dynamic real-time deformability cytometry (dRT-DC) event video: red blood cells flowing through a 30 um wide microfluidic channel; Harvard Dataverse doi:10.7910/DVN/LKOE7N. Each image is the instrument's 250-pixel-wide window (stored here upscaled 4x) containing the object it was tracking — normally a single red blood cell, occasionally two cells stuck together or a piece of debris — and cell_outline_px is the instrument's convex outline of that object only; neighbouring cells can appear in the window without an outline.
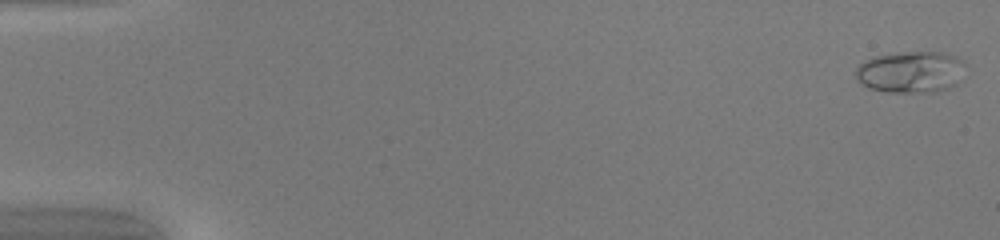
{"species": "common noctule bat (a hibernating species)", "species_latin": "Nyctalus noctula", "temperature_condition": "warm", "stored_images_in_passage": 49, "camera_frame_rate_fps": 3000, "um_per_image_px": 0.085, "animal": {"sex": "female", "body_mass_g": 20.0, "forearm_length_mm": 54.0}, "frame": {"image": 1, "passage_image": 1, "time_ms": 0.0, "image_size_px": [1000, 240], "cell_outline_px": [[964, 64], [956, 84], [940, 92], [884, 92], [868, 88], [860, 84], [856, 80], [856, 68], [864, 60], [872, 56], [904, 52], [940, 52], [956, 56]], "centroid_in_image_um": [77.34, 6.13], "position_along_channel_um": 7.7, "area_um2": 26.65}}
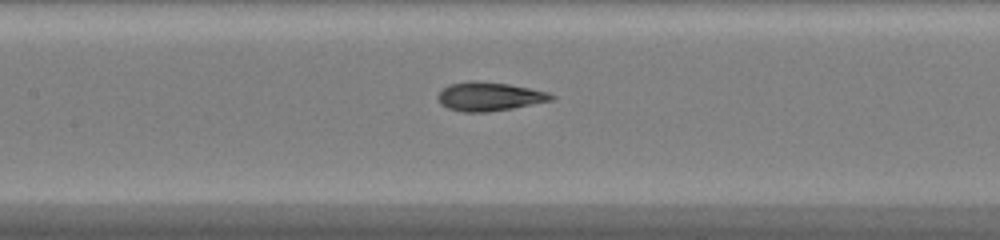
{"frame": {"image": 2, "passage_image": 24, "time_ms": 7.667, "image_size_px": [1000, 240], "cell_outline_px": [[556, 96], [552, 100], [512, 108], [488, 112], [464, 112], [448, 108], [440, 104], [436, 96], [444, 88], [452, 84], [468, 80], [476, 80], [508, 84], [548, 92]], "centroid_in_image_um": [41.57, 8.2], "position_along_channel_um": 165.8, "area_um2": 18.9}}
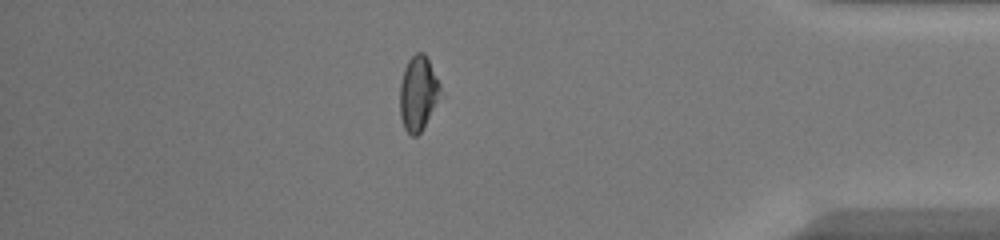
{"frame": {"image": 3, "passage_image": 43, "time_ms": 14.0, "image_size_px": [1000, 240], "cell_outline_px": [[444, 96], [420, 132], [416, 136], [412, 136], [404, 128], [400, 116], [400, 84], [404, 68], [408, 60], [416, 52], [424, 52], [440, 84]], "centroid_in_image_um": [35.58, 7.95], "position_along_channel_um": 399.6, "area_um2": 17.98}, "authors_computed_cell_mechanics": {"area_um2": 18.8428, "velocity_mm_per_s": 4.2076, "shape_relaxation_time_tau1_ms": 5.6648, "shape_relaxation_time_tau2_ms": 0.9927, "deformation_change_tau1": 0.2452, "deformation_change_tau2": 0.0744}}